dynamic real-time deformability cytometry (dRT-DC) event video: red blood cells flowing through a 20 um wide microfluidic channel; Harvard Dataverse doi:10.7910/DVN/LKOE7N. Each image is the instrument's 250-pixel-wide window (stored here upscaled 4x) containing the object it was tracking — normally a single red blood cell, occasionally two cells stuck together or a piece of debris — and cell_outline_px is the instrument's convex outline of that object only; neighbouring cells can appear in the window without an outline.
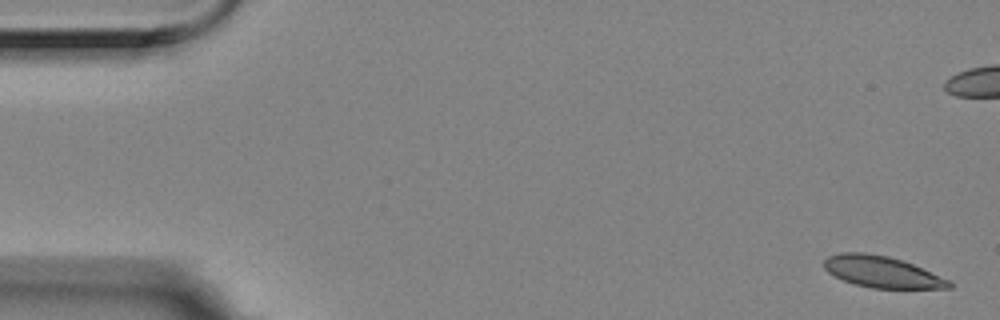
{"species": "Egyptian fruit bat (a non-hibernating species)", "species_latin": "Rousettus aegyptiacus", "temperature_condition": "room temperature", "stored_images_in_passage": 10, "camera_frame_rate_fps": 3000, "um_per_image_px": 0.085, "animal": {"sex": "female"}, "frame": {"image": 1, "passage_image": 1, "time_ms": 0.0, "image_size_px": [1000, 320], "cell_outline_px": [[952, 288], [872, 288], [852, 284], [828, 272], [824, 268], [824, 260], [828, 256], [840, 252], [864, 252], [888, 256], [912, 264], [952, 280]], "centroid_in_image_um": [74.97, 23.11], "position_along_channel_um": 10.0, "area_um2": 22.89}}
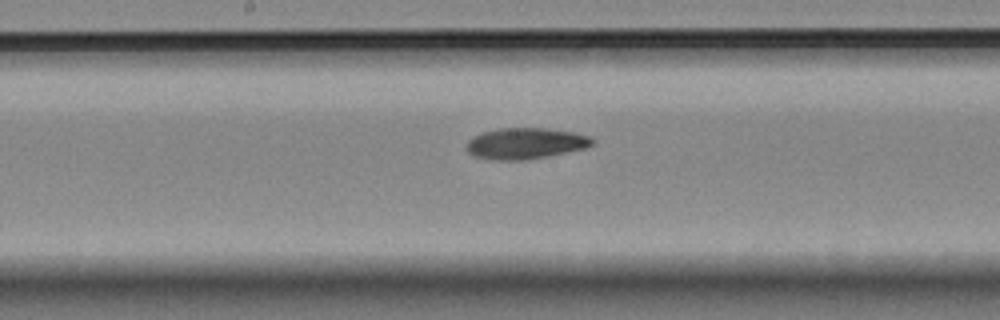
{"frame": {"image": 2, "passage_image": 9, "time_ms": 2.667, "image_size_px": [1000, 320], "cell_outline_px": [[596, 140], [592, 144], [584, 148], [548, 156], [524, 160], [496, 160], [476, 156], [468, 152], [464, 148], [464, 144], [472, 136], [484, 132], [500, 128], [548, 128], [572, 132], [592, 136]], "centroid_in_image_um": [44.65, 12.18], "position_along_channel_um": 203.6, "area_um2": 22.89}}
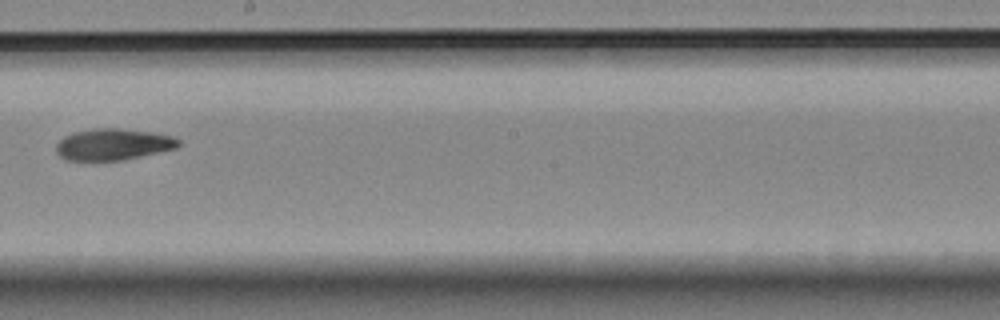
{"frame": {"image": 3, "passage_image": 10, "time_ms": 3.0, "image_size_px": [1000, 320], "cell_outline_px": [[180, 144], [176, 148], [124, 160], [64, 160], [56, 152], [56, 144], [64, 136], [76, 132], [92, 128], [116, 128], [148, 132], [172, 136], [180, 140]], "centroid_in_image_um": [9.59, 12.28], "position_along_channel_um": 238.6, "area_um2": 22.25}}